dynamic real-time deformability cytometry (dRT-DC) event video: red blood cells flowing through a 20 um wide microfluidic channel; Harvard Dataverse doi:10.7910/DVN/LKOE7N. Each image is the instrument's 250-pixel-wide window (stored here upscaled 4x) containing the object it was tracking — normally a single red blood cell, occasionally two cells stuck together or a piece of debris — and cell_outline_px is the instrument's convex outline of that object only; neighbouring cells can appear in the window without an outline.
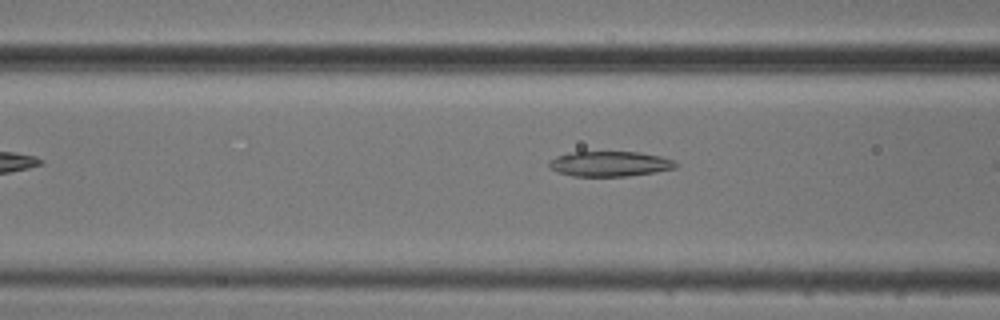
{"species": "common noctule bat (a hibernating species)", "species_latin": "Nyctalus noctula", "temperature_condition": "cold", "stored_images_in_passage": 7, "camera_frame_rate_fps": 3000, "um_per_image_px": 0.085, "animal": {"sex": "male", "body_mass_g": 20.5, "forearm_length_mm": 52.5}, "frame": {"image": 1, "passage_image": 6, "time_ms": 1.667, "image_size_px": [1000, 320], "cell_outline_px": [[680, 164], [676, 168], [656, 172], [628, 176], [572, 176], [548, 168], [548, 164], [556, 156], [568, 152], [640, 152], [660, 156], [676, 160]], "centroid_in_image_um": [51.88, 13.92], "position_along_channel_um": 114.7, "area_um2": 18.73}}